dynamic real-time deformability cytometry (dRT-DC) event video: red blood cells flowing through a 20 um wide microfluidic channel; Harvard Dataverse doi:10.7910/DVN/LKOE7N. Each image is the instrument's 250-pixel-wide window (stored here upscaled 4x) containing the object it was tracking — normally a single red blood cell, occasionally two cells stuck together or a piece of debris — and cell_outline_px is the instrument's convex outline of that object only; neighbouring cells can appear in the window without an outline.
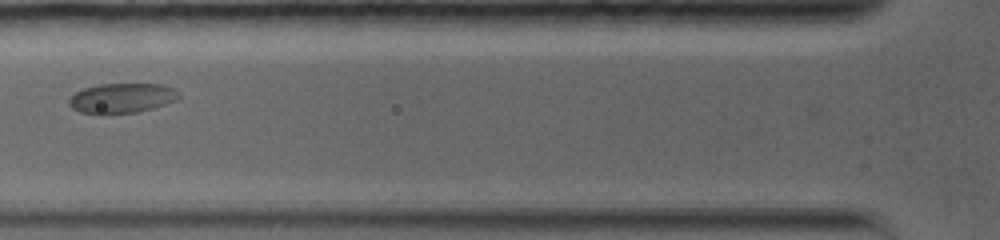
{"species": "common noctule bat (a hibernating species)", "species_latin": "Nyctalus noctula", "temperature_condition": "warm", "stored_images_in_passage": 15, "camera_frame_rate_fps": 5000, "um_per_image_px": 0.085, "animal": {"sex": "female", "body_mass_g": 19.0, "forearm_length_mm": 56.7}, "frame": {"image": 1, "passage_image": 3, "time_ms": 2.2, "image_size_px": [1000, 240], "cell_outline_px": [[180, 96], [176, 100], [152, 108], [136, 112], [104, 116], [96, 116], [80, 112], [72, 108], [68, 104], [68, 100], [76, 92], [84, 88], [100, 84], [164, 84], [180, 92]], "centroid_in_image_um": [10.32, 8.37], "position_along_channel_um": 115.5, "area_um2": 19.54}}
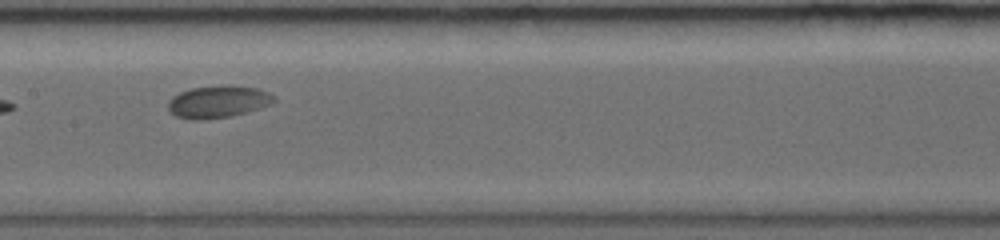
{"frame": {"image": 2, "passage_image": 5, "time_ms": 4.2, "image_size_px": [1000, 240], "cell_outline_px": [[276, 100], [260, 108], [228, 116], [200, 120], [188, 120], [176, 116], [168, 108], [168, 100], [172, 96], [180, 92], [192, 88], [224, 84], [232, 84], [256, 88], [268, 92], [276, 96]], "centroid_in_image_um": [18.52, 8.62], "position_along_channel_um": 188.9, "area_um2": 19.94}}